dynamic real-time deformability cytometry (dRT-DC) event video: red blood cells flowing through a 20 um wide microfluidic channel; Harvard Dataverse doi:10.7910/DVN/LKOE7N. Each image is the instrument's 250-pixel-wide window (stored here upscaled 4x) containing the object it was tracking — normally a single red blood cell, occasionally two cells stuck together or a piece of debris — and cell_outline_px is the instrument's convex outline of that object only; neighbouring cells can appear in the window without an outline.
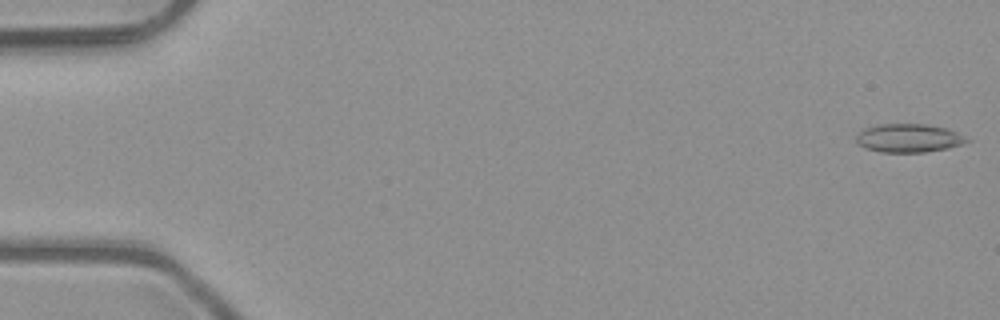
{"species": "common noctule bat (a hibernating species)", "species_latin": "Nyctalus noctula", "temperature_condition": "room temperature", "stored_images_in_passage": 4, "camera_frame_rate_fps": 3000, "um_per_image_px": 0.085, "animal": {"sex": "male", "body_mass_g": 23.1, "forearm_length_mm": 52.7}, "frame": {"image": 1, "passage_image": 1, "time_ms": 0.0, "image_size_px": [1000, 320], "cell_outline_px": [[972, 140], [964, 144], [948, 148], [924, 152], [880, 152], [864, 148], [856, 144], [856, 136], [864, 128], [876, 124], [924, 124], [948, 128]], "centroid_in_image_um": [77.23, 11.74], "position_along_channel_um": 7.8, "area_um2": 18.55}}
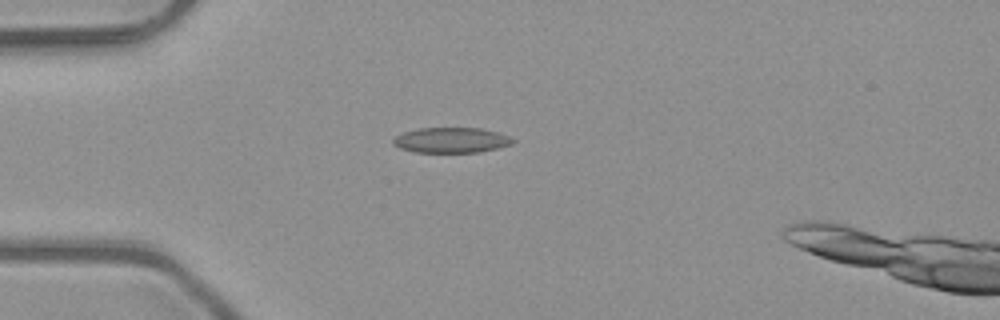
{"frame": {"image": 2, "passage_image": 4, "time_ms": 1.0, "image_size_px": [1000, 320], "cell_outline_px": [[516, 140], [512, 144], [496, 148], [476, 152], [416, 152], [400, 148], [392, 144], [392, 140], [396, 136], [404, 132], [420, 128], [480, 128], [496, 132], [508, 136]], "centroid_in_image_um": [38.34, 11.91], "position_along_channel_um": 46.7, "area_um2": 17.46}}